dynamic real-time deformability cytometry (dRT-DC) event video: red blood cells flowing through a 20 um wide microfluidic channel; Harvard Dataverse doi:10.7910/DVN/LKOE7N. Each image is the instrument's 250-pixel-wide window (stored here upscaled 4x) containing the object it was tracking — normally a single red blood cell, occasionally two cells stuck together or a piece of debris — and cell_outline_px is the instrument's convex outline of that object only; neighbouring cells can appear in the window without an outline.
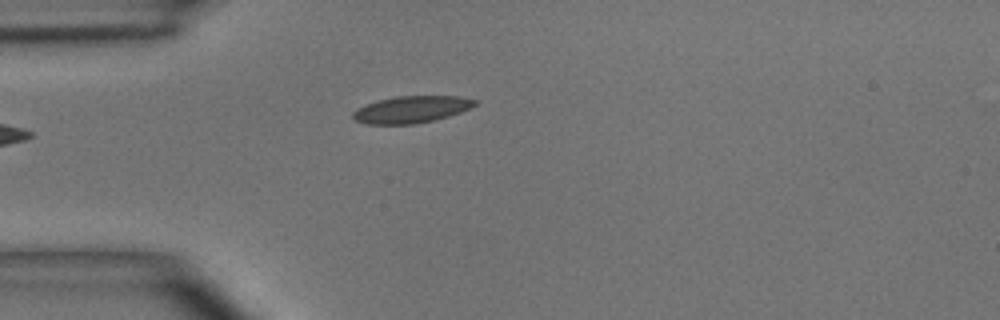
{"species": "common noctule bat (a hibernating species)", "species_latin": "Nyctalus noctula", "temperature_condition": "room temperature", "stored_images_in_passage": 2, "camera_frame_rate_fps": 3000, "um_per_image_px": 0.085, "animal": {"sex": "male", "body_mass_g": 15.6}, "frame": {"image": 1, "passage_image": 2, "time_ms": 1.0, "image_size_px": [1000, 320], "cell_outline_px": [[480, 100], [472, 108], [448, 116], [416, 124], [368, 124], [356, 120], [352, 116], [352, 112], [356, 108], [376, 100], [396, 96], [456, 96]], "centroid_in_image_um": [34.97, 9.29], "position_along_channel_um": 50.0, "area_um2": 19.19}}